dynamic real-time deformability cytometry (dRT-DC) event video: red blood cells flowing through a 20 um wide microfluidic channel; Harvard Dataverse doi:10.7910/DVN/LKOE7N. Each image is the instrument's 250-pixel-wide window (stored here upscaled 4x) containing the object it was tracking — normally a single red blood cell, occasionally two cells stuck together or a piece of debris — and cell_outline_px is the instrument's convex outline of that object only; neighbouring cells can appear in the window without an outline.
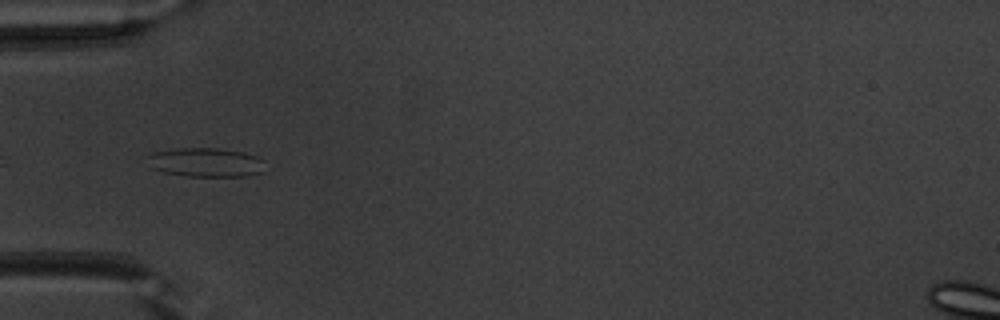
{"species": "common noctule bat (a hibernating species)", "species_latin": "Nyctalus noctula", "temperature_condition": "warm", "stored_images_in_passage": 12, "camera_frame_rate_fps": 3000, "um_per_image_px": 0.085, "animal": {"sex": "male", "body_mass_g": 20.1, "forearm_length_mm": 53.5}, "frame": {"image": 1, "passage_image": 7, "time_ms": 2.0, "image_size_px": [1000, 320], "cell_outline_px": [[264, 172], [244, 176], [188, 176], [164, 172], [152, 168], [144, 156], [152, 152], [176, 148], [216, 148], [244, 152], [256, 156], [264, 160]], "centroid_in_image_um": [17.47, 13.79], "position_along_channel_um": 67.5, "area_um2": 20.11}}